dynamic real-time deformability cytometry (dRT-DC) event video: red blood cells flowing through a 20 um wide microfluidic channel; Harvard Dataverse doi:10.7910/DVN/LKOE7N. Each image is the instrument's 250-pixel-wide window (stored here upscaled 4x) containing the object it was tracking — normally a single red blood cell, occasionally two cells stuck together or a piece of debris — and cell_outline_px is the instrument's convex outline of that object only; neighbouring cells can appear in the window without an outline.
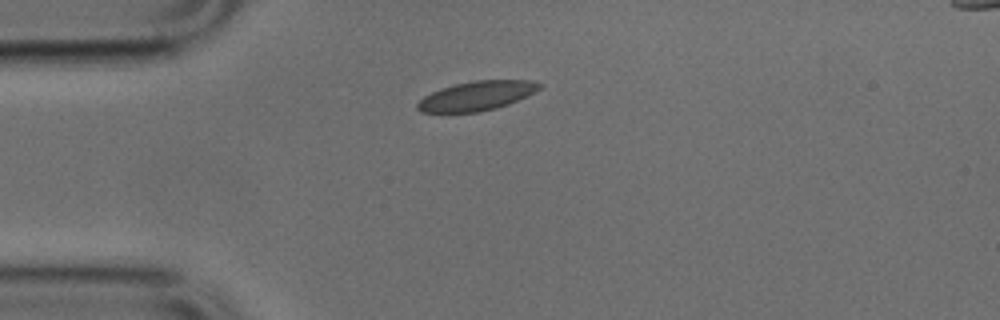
{"species": "common noctule bat (a hibernating species)", "species_latin": "Nyctalus noctula", "temperature_condition": "cold", "stored_images_in_passage": 39, "camera_frame_rate_fps": 3000, "um_per_image_px": 0.085, "animal": {"sex": "male", "body_mass_g": 17.9, "forearm_length_mm": 54.2}, "frame": {"image": 1, "passage_image": 1, "time_ms": 0.0, "image_size_px": [1000, 320], "cell_outline_px": [[544, 84], [536, 92], [508, 104], [496, 108], [476, 112], [420, 112], [416, 108], [416, 104], [424, 96], [440, 88], [456, 84], [476, 80], [532, 80]], "centroid_in_image_um": [40.54, 8.14], "position_along_channel_um": 44.5, "area_um2": 20.81}}
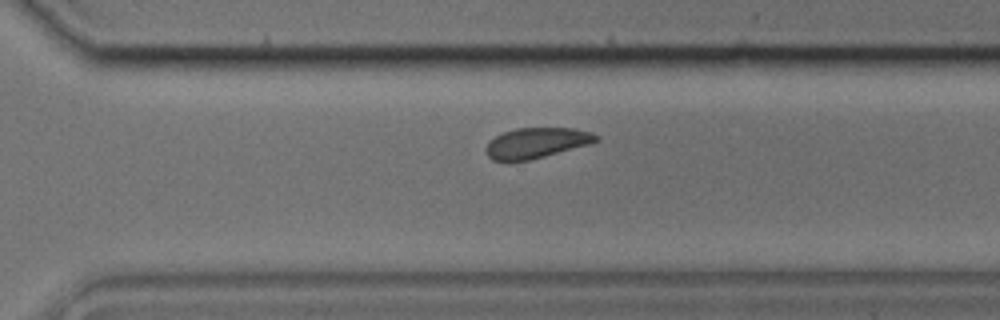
{"frame": {"image": 2, "passage_image": 24, "time_ms": 7.667, "image_size_px": [1000, 320], "cell_outline_px": [[600, 140], [588, 144], [544, 156], [528, 160], [492, 160], [484, 152], [484, 148], [496, 136], [504, 132], [516, 128], [572, 128], [592, 132], [600, 136]], "centroid_in_image_um": [45.61, 12.13], "position_along_channel_um": 325.0, "area_um2": 19.25}}
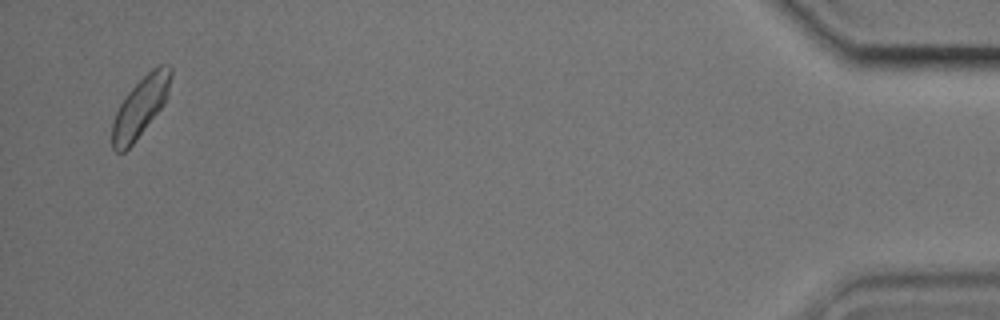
{"frame": {"image": 3, "passage_image": 38, "time_ms": 12.333, "image_size_px": [1000, 320], "cell_outline_px": [[172, 76], [168, 96], [164, 104], [132, 144], [124, 152], [116, 152], [112, 148], [112, 124], [116, 112], [120, 104], [128, 92], [152, 68], [160, 64], [168, 64], [172, 68]], "centroid_in_image_um": [11.95, 9.06], "position_along_channel_um": 423.2, "area_um2": 20.23}}